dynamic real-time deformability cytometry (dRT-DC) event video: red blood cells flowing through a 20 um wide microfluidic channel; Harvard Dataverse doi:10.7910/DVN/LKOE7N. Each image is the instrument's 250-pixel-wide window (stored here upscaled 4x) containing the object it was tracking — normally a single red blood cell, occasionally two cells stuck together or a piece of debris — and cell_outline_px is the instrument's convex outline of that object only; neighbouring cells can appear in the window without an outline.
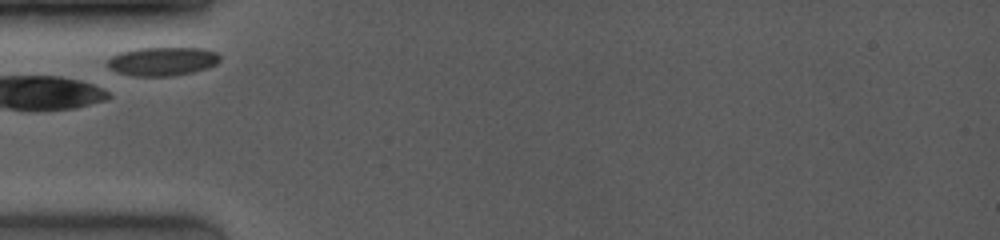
{"species": "common noctule bat (a hibernating species)", "species_latin": "Nyctalus noctula", "temperature_condition": "room temperature", "stored_images_in_passage": 4, "camera_frame_rate_fps": 4000, "um_per_image_px": 0.085, "animal": {"sex": "female", "body_mass_g": 19.0, "forearm_length_mm": 53.3}, "frame": {"image": 1, "passage_image": 1, "time_ms": 0.0, "image_size_px": [1000, 240], "cell_outline_px": [[220, 60], [216, 64], [208, 68], [192, 72], [172, 76], [132, 76], [116, 72], [108, 68], [108, 60], [112, 56], [120, 52], [136, 48], [200, 48], [216, 52], [220, 56]], "centroid_in_image_um": [13.79, 5.22], "position_along_channel_um": 71.2, "area_um2": 18.84}}